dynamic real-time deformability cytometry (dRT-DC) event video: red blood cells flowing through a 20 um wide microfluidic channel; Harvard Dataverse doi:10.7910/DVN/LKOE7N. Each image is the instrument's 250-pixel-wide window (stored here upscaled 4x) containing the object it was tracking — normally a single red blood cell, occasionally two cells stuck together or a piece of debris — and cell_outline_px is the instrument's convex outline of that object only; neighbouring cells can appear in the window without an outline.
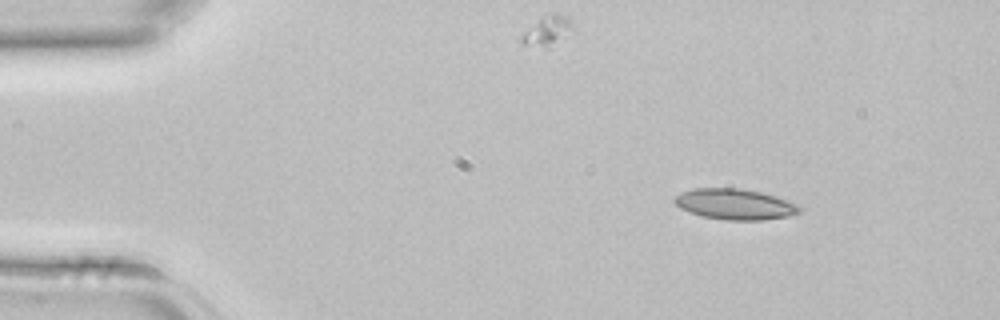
{"species": "common noctule bat (a hibernating species)", "species_latin": "Nyctalus noctula", "temperature_condition": "room temperature", "stored_images_in_passage": 3, "camera_frame_rate_fps": 3000, "um_per_image_px": 0.085, "animal": {"sex": "female", "body_mass_g": 22.7, "forearm_length_mm": 54.2}, "frame": {"image": 1, "passage_image": 1, "time_ms": 0.0, "image_size_px": [1000, 320], "cell_outline_px": [[800, 212], [788, 216], [764, 220], [728, 220], [704, 216], [680, 208], [672, 200], [676, 196], [692, 188], [740, 188], [760, 192], [788, 200], [796, 204], [800, 208]], "centroid_in_image_um": [62.47, 17.35], "position_along_channel_um": 22.5, "area_um2": 22.08}}
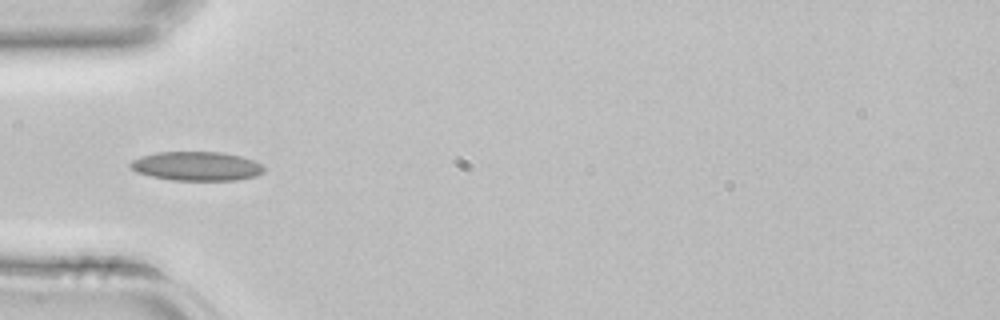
{"frame": {"image": 2, "passage_image": 3, "time_ms": 0.667, "image_size_px": [1000, 320], "cell_outline_px": [[264, 172], [256, 176], [236, 180], [172, 180], [152, 176], [136, 172], [128, 164], [132, 160], [140, 156], [156, 152], [224, 152], [256, 160], [264, 168]], "centroid_in_image_um": [16.72, 14.11], "position_along_channel_um": 68.3, "area_um2": 22.72}}